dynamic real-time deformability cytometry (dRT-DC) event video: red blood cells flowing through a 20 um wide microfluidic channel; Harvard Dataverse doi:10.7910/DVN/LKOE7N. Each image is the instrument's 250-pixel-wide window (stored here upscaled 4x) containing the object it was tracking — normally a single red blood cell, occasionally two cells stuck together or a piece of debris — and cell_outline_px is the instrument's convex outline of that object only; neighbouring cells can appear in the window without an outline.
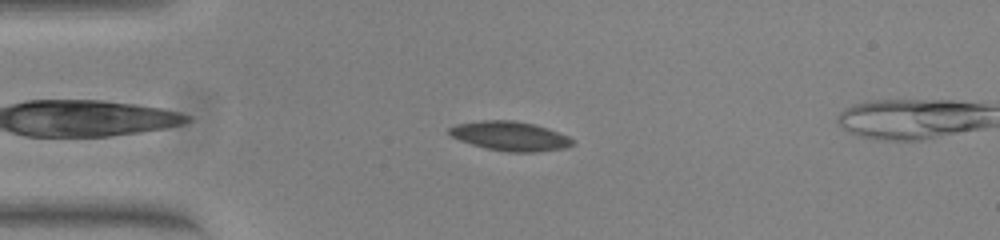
{"species": "common noctule bat (a hibernating species)", "species_latin": "Nyctalus noctula", "temperature_condition": "warm", "stored_images_in_passage": 48, "camera_frame_rate_fps": 3000, "um_per_image_px": 0.085, "animal": {"sex": "female", "body_mass_g": 23.0, "forearm_length_mm": 53.4}, "frame": {"image": 1, "passage_image": 6, "time_ms": 1.667, "image_size_px": [1000, 240], "cell_outline_px": [[576, 140], [572, 144], [564, 148], [536, 152], [508, 152], [488, 148], [472, 144], [460, 140], [452, 136], [448, 132], [448, 128], [456, 124], [480, 120], [512, 120], [532, 124], [548, 128], [568, 136]], "centroid_in_image_um": [43.36, 11.56], "position_along_channel_um": 41.6, "area_um2": 20.92}}
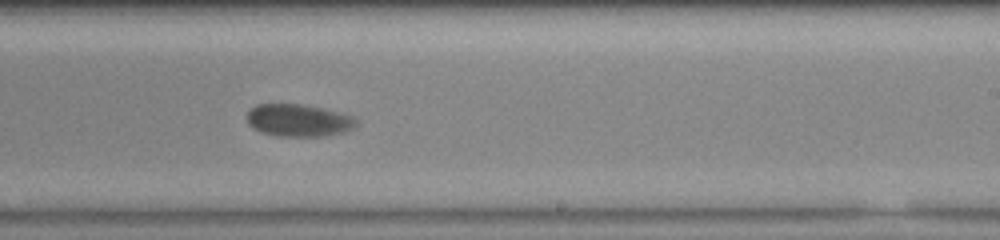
{"frame": {"image": 2, "passage_image": 26, "time_ms": 8.333, "image_size_px": [1000, 240], "cell_outline_px": [[356, 124], [352, 128], [344, 132], [324, 136], [276, 136], [260, 132], [252, 128], [248, 124], [248, 112], [256, 104], [300, 104], [320, 108], [352, 116], [356, 120]], "centroid_in_image_um": [25.33, 10.24], "position_along_channel_um": 263.7, "area_um2": 20.4}}
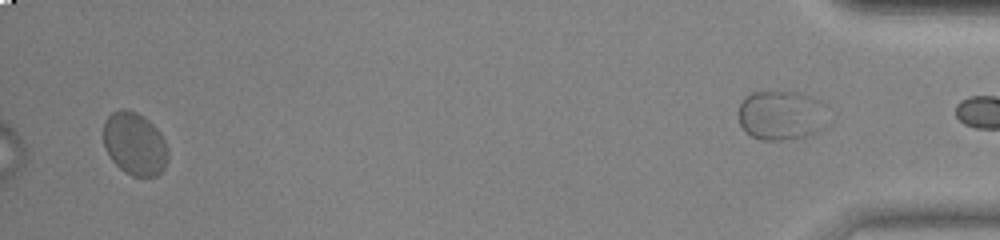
{"frame": {"image": 3, "passage_image": 46, "time_ms": 15.0, "image_size_px": [1000, 240], "cell_outline_px": [[168, 160], [164, 168], [156, 176], [132, 176], [124, 172], [108, 156], [104, 148], [104, 120], [112, 112], [120, 108], [124, 108], [136, 112], [144, 116], [160, 132], [168, 148]], "centroid_in_image_um": [11.44, 12.21], "position_along_channel_um": 423.8, "area_um2": 23.87}, "authors_computed_cell_mechanics": {"area_um2": 21.097, "velocity_mm_per_s": 3.7202, "shape_relaxation_time_tau1_ms": 3.9619, "shape_relaxation_time_tau2_ms": null, "deformation_change_tau1": 0.0878, "deformation_change_tau2": null}}